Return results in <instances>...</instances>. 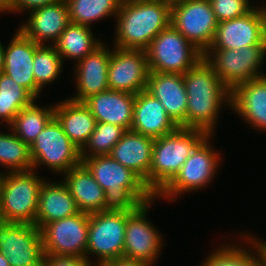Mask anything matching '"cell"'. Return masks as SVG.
Listing matches in <instances>:
<instances>
[{
  "label": "cell",
  "instance_id": "cell-8",
  "mask_svg": "<svg viewBox=\"0 0 266 266\" xmlns=\"http://www.w3.org/2000/svg\"><path fill=\"white\" fill-rule=\"evenodd\" d=\"M33 168L44 163L55 171L68 172L81 164L80 149L64 133L54 116L30 145Z\"/></svg>",
  "mask_w": 266,
  "mask_h": 266
},
{
  "label": "cell",
  "instance_id": "cell-43",
  "mask_svg": "<svg viewBox=\"0 0 266 266\" xmlns=\"http://www.w3.org/2000/svg\"><path fill=\"white\" fill-rule=\"evenodd\" d=\"M10 0H0V11L9 3Z\"/></svg>",
  "mask_w": 266,
  "mask_h": 266
},
{
  "label": "cell",
  "instance_id": "cell-11",
  "mask_svg": "<svg viewBox=\"0 0 266 266\" xmlns=\"http://www.w3.org/2000/svg\"><path fill=\"white\" fill-rule=\"evenodd\" d=\"M89 214L55 220L40 228L44 253L87 258Z\"/></svg>",
  "mask_w": 266,
  "mask_h": 266
},
{
  "label": "cell",
  "instance_id": "cell-29",
  "mask_svg": "<svg viewBox=\"0 0 266 266\" xmlns=\"http://www.w3.org/2000/svg\"><path fill=\"white\" fill-rule=\"evenodd\" d=\"M54 117V107L43 109L34 103L21 109L10 124L14 134L29 146Z\"/></svg>",
  "mask_w": 266,
  "mask_h": 266
},
{
  "label": "cell",
  "instance_id": "cell-16",
  "mask_svg": "<svg viewBox=\"0 0 266 266\" xmlns=\"http://www.w3.org/2000/svg\"><path fill=\"white\" fill-rule=\"evenodd\" d=\"M148 204H142L134 212H127L123 258L151 264L161 247V237L145 218Z\"/></svg>",
  "mask_w": 266,
  "mask_h": 266
},
{
  "label": "cell",
  "instance_id": "cell-36",
  "mask_svg": "<svg viewBox=\"0 0 266 266\" xmlns=\"http://www.w3.org/2000/svg\"><path fill=\"white\" fill-rule=\"evenodd\" d=\"M218 23L246 15L253 7L248 0H209Z\"/></svg>",
  "mask_w": 266,
  "mask_h": 266
},
{
  "label": "cell",
  "instance_id": "cell-19",
  "mask_svg": "<svg viewBox=\"0 0 266 266\" xmlns=\"http://www.w3.org/2000/svg\"><path fill=\"white\" fill-rule=\"evenodd\" d=\"M177 128L157 98L146 90L135 95L130 130L155 139L170 134Z\"/></svg>",
  "mask_w": 266,
  "mask_h": 266
},
{
  "label": "cell",
  "instance_id": "cell-39",
  "mask_svg": "<svg viewBox=\"0 0 266 266\" xmlns=\"http://www.w3.org/2000/svg\"><path fill=\"white\" fill-rule=\"evenodd\" d=\"M151 264L141 260L119 258L106 263L104 266H150Z\"/></svg>",
  "mask_w": 266,
  "mask_h": 266
},
{
  "label": "cell",
  "instance_id": "cell-5",
  "mask_svg": "<svg viewBox=\"0 0 266 266\" xmlns=\"http://www.w3.org/2000/svg\"><path fill=\"white\" fill-rule=\"evenodd\" d=\"M31 170L0 177V209L5 222L34 224L43 180Z\"/></svg>",
  "mask_w": 266,
  "mask_h": 266
},
{
  "label": "cell",
  "instance_id": "cell-31",
  "mask_svg": "<svg viewBox=\"0 0 266 266\" xmlns=\"http://www.w3.org/2000/svg\"><path fill=\"white\" fill-rule=\"evenodd\" d=\"M71 23L89 26L94 20L117 15L122 0H65Z\"/></svg>",
  "mask_w": 266,
  "mask_h": 266
},
{
  "label": "cell",
  "instance_id": "cell-42",
  "mask_svg": "<svg viewBox=\"0 0 266 266\" xmlns=\"http://www.w3.org/2000/svg\"><path fill=\"white\" fill-rule=\"evenodd\" d=\"M0 266H10L9 261L7 260L6 256L0 252Z\"/></svg>",
  "mask_w": 266,
  "mask_h": 266
},
{
  "label": "cell",
  "instance_id": "cell-17",
  "mask_svg": "<svg viewBox=\"0 0 266 266\" xmlns=\"http://www.w3.org/2000/svg\"><path fill=\"white\" fill-rule=\"evenodd\" d=\"M146 91L161 102L178 127L186 124L187 93L182 74L150 71Z\"/></svg>",
  "mask_w": 266,
  "mask_h": 266
},
{
  "label": "cell",
  "instance_id": "cell-7",
  "mask_svg": "<svg viewBox=\"0 0 266 266\" xmlns=\"http://www.w3.org/2000/svg\"><path fill=\"white\" fill-rule=\"evenodd\" d=\"M212 50L216 54L213 59H210L211 53L209 54L208 51L203 54V57L230 92L242 83L264 76L257 70L266 53V45Z\"/></svg>",
  "mask_w": 266,
  "mask_h": 266
},
{
  "label": "cell",
  "instance_id": "cell-2",
  "mask_svg": "<svg viewBox=\"0 0 266 266\" xmlns=\"http://www.w3.org/2000/svg\"><path fill=\"white\" fill-rule=\"evenodd\" d=\"M183 80L187 93V112L186 124L182 128L198 129L210 135L219 106L224 97H228L230 102L231 92L204 57L183 75Z\"/></svg>",
  "mask_w": 266,
  "mask_h": 266
},
{
  "label": "cell",
  "instance_id": "cell-14",
  "mask_svg": "<svg viewBox=\"0 0 266 266\" xmlns=\"http://www.w3.org/2000/svg\"><path fill=\"white\" fill-rule=\"evenodd\" d=\"M253 45H266L261 9H252L246 15L218 23L209 49H241Z\"/></svg>",
  "mask_w": 266,
  "mask_h": 266
},
{
  "label": "cell",
  "instance_id": "cell-27",
  "mask_svg": "<svg viewBox=\"0 0 266 266\" xmlns=\"http://www.w3.org/2000/svg\"><path fill=\"white\" fill-rule=\"evenodd\" d=\"M65 173L64 184L75 199L78 210L88 214L103 211L105 191L89 170L81 163Z\"/></svg>",
  "mask_w": 266,
  "mask_h": 266
},
{
  "label": "cell",
  "instance_id": "cell-6",
  "mask_svg": "<svg viewBox=\"0 0 266 266\" xmlns=\"http://www.w3.org/2000/svg\"><path fill=\"white\" fill-rule=\"evenodd\" d=\"M149 71L184 75L203 53L172 24L159 32L146 49Z\"/></svg>",
  "mask_w": 266,
  "mask_h": 266
},
{
  "label": "cell",
  "instance_id": "cell-35",
  "mask_svg": "<svg viewBox=\"0 0 266 266\" xmlns=\"http://www.w3.org/2000/svg\"><path fill=\"white\" fill-rule=\"evenodd\" d=\"M62 58L55 47L39 45L34 54L33 74L36 85L41 89L46 83L57 78L61 70Z\"/></svg>",
  "mask_w": 266,
  "mask_h": 266
},
{
  "label": "cell",
  "instance_id": "cell-37",
  "mask_svg": "<svg viewBox=\"0 0 266 266\" xmlns=\"http://www.w3.org/2000/svg\"><path fill=\"white\" fill-rule=\"evenodd\" d=\"M88 258L44 253L42 266H91Z\"/></svg>",
  "mask_w": 266,
  "mask_h": 266
},
{
  "label": "cell",
  "instance_id": "cell-38",
  "mask_svg": "<svg viewBox=\"0 0 266 266\" xmlns=\"http://www.w3.org/2000/svg\"><path fill=\"white\" fill-rule=\"evenodd\" d=\"M59 0H10L9 3L0 11H18L21 9H37L45 5L54 4Z\"/></svg>",
  "mask_w": 266,
  "mask_h": 266
},
{
  "label": "cell",
  "instance_id": "cell-15",
  "mask_svg": "<svg viewBox=\"0 0 266 266\" xmlns=\"http://www.w3.org/2000/svg\"><path fill=\"white\" fill-rule=\"evenodd\" d=\"M206 138L194 149L175 177L157 194L173 196L205 186L217 168V155Z\"/></svg>",
  "mask_w": 266,
  "mask_h": 266
},
{
  "label": "cell",
  "instance_id": "cell-33",
  "mask_svg": "<svg viewBox=\"0 0 266 266\" xmlns=\"http://www.w3.org/2000/svg\"><path fill=\"white\" fill-rule=\"evenodd\" d=\"M255 243V244H254ZM254 246L258 248V255L255 258L251 253L247 254L244 249L237 247H225L222 250L213 253L205 262L203 266H266V252L262 242H253Z\"/></svg>",
  "mask_w": 266,
  "mask_h": 266
},
{
  "label": "cell",
  "instance_id": "cell-21",
  "mask_svg": "<svg viewBox=\"0 0 266 266\" xmlns=\"http://www.w3.org/2000/svg\"><path fill=\"white\" fill-rule=\"evenodd\" d=\"M29 18L27 24L20 27L19 30L38 45H43L42 40L44 39L54 40L56 43L70 23L65 0L34 9Z\"/></svg>",
  "mask_w": 266,
  "mask_h": 266
},
{
  "label": "cell",
  "instance_id": "cell-30",
  "mask_svg": "<svg viewBox=\"0 0 266 266\" xmlns=\"http://www.w3.org/2000/svg\"><path fill=\"white\" fill-rule=\"evenodd\" d=\"M35 97L15 80L0 72V118L9 125L18 112L31 105Z\"/></svg>",
  "mask_w": 266,
  "mask_h": 266
},
{
  "label": "cell",
  "instance_id": "cell-26",
  "mask_svg": "<svg viewBox=\"0 0 266 266\" xmlns=\"http://www.w3.org/2000/svg\"><path fill=\"white\" fill-rule=\"evenodd\" d=\"M47 183L43 182L39 192L38 209L34 223L39 229L47 223L71 217L80 212L75 199L64 183Z\"/></svg>",
  "mask_w": 266,
  "mask_h": 266
},
{
  "label": "cell",
  "instance_id": "cell-25",
  "mask_svg": "<svg viewBox=\"0 0 266 266\" xmlns=\"http://www.w3.org/2000/svg\"><path fill=\"white\" fill-rule=\"evenodd\" d=\"M54 116L69 139L80 150H84L97 123L89 108L83 102L69 99L54 106Z\"/></svg>",
  "mask_w": 266,
  "mask_h": 266
},
{
  "label": "cell",
  "instance_id": "cell-28",
  "mask_svg": "<svg viewBox=\"0 0 266 266\" xmlns=\"http://www.w3.org/2000/svg\"><path fill=\"white\" fill-rule=\"evenodd\" d=\"M102 43L93 39L89 26L69 23L54 44L60 57L82 60Z\"/></svg>",
  "mask_w": 266,
  "mask_h": 266
},
{
  "label": "cell",
  "instance_id": "cell-40",
  "mask_svg": "<svg viewBox=\"0 0 266 266\" xmlns=\"http://www.w3.org/2000/svg\"><path fill=\"white\" fill-rule=\"evenodd\" d=\"M161 2H163L164 4H167L169 7H174L176 5L185 3L188 0H159Z\"/></svg>",
  "mask_w": 266,
  "mask_h": 266
},
{
  "label": "cell",
  "instance_id": "cell-13",
  "mask_svg": "<svg viewBox=\"0 0 266 266\" xmlns=\"http://www.w3.org/2000/svg\"><path fill=\"white\" fill-rule=\"evenodd\" d=\"M149 72L146 50L117 48L110 56L108 87L136 95L146 90Z\"/></svg>",
  "mask_w": 266,
  "mask_h": 266
},
{
  "label": "cell",
  "instance_id": "cell-34",
  "mask_svg": "<svg viewBox=\"0 0 266 266\" xmlns=\"http://www.w3.org/2000/svg\"><path fill=\"white\" fill-rule=\"evenodd\" d=\"M126 131L125 128L114 124L97 122L93 133L85 144L88 148L90 147L89 149H92V153L89 156L85 150H80V157L109 155L112 148L120 141Z\"/></svg>",
  "mask_w": 266,
  "mask_h": 266
},
{
  "label": "cell",
  "instance_id": "cell-45",
  "mask_svg": "<svg viewBox=\"0 0 266 266\" xmlns=\"http://www.w3.org/2000/svg\"><path fill=\"white\" fill-rule=\"evenodd\" d=\"M4 219H3V216H2V213H1V209H0V225H2L4 223Z\"/></svg>",
  "mask_w": 266,
  "mask_h": 266
},
{
  "label": "cell",
  "instance_id": "cell-1",
  "mask_svg": "<svg viewBox=\"0 0 266 266\" xmlns=\"http://www.w3.org/2000/svg\"><path fill=\"white\" fill-rule=\"evenodd\" d=\"M96 182L105 191L103 211L134 212L155 196L131 169L110 155L81 158Z\"/></svg>",
  "mask_w": 266,
  "mask_h": 266
},
{
  "label": "cell",
  "instance_id": "cell-18",
  "mask_svg": "<svg viewBox=\"0 0 266 266\" xmlns=\"http://www.w3.org/2000/svg\"><path fill=\"white\" fill-rule=\"evenodd\" d=\"M39 45L27 38L20 30L4 50L3 73L11 77L35 98L41 90L35 83L33 60Z\"/></svg>",
  "mask_w": 266,
  "mask_h": 266
},
{
  "label": "cell",
  "instance_id": "cell-23",
  "mask_svg": "<svg viewBox=\"0 0 266 266\" xmlns=\"http://www.w3.org/2000/svg\"><path fill=\"white\" fill-rule=\"evenodd\" d=\"M153 145L154 138L127 130L109 155L145 181L150 172Z\"/></svg>",
  "mask_w": 266,
  "mask_h": 266
},
{
  "label": "cell",
  "instance_id": "cell-9",
  "mask_svg": "<svg viewBox=\"0 0 266 266\" xmlns=\"http://www.w3.org/2000/svg\"><path fill=\"white\" fill-rule=\"evenodd\" d=\"M127 212L100 211L89 214L86 255L97 254L99 265L123 258Z\"/></svg>",
  "mask_w": 266,
  "mask_h": 266
},
{
  "label": "cell",
  "instance_id": "cell-24",
  "mask_svg": "<svg viewBox=\"0 0 266 266\" xmlns=\"http://www.w3.org/2000/svg\"><path fill=\"white\" fill-rule=\"evenodd\" d=\"M230 104L255 127L266 130V75L238 85Z\"/></svg>",
  "mask_w": 266,
  "mask_h": 266
},
{
  "label": "cell",
  "instance_id": "cell-3",
  "mask_svg": "<svg viewBox=\"0 0 266 266\" xmlns=\"http://www.w3.org/2000/svg\"><path fill=\"white\" fill-rule=\"evenodd\" d=\"M172 8L159 0H122L118 11L116 48L146 50L171 25Z\"/></svg>",
  "mask_w": 266,
  "mask_h": 266
},
{
  "label": "cell",
  "instance_id": "cell-10",
  "mask_svg": "<svg viewBox=\"0 0 266 266\" xmlns=\"http://www.w3.org/2000/svg\"><path fill=\"white\" fill-rule=\"evenodd\" d=\"M171 24L204 54L212 44L218 21L209 0H188L172 7Z\"/></svg>",
  "mask_w": 266,
  "mask_h": 266
},
{
  "label": "cell",
  "instance_id": "cell-46",
  "mask_svg": "<svg viewBox=\"0 0 266 266\" xmlns=\"http://www.w3.org/2000/svg\"><path fill=\"white\" fill-rule=\"evenodd\" d=\"M262 245H263V247H264V250H265V252H266V243L264 244V243H262Z\"/></svg>",
  "mask_w": 266,
  "mask_h": 266
},
{
  "label": "cell",
  "instance_id": "cell-20",
  "mask_svg": "<svg viewBox=\"0 0 266 266\" xmlns=\"http://www.w3.org/2000/svg\"><path fill=\"white\" fill-rule=\"evenodd\" d=\"M134 102L135 94L107 89L90 96L83 103L97 122L110 123L130 130Z\"/></svg>",
  "mask_w": 266,
  "mask_h": 266
},
{
  "label": "cell",
  "instance_id": "cell-41",
  "mask_svg": "<svg viewBox=\"0 0 266 266\" xmlns=\"http://www.w3.org/2000/svg\"><path fill=\"white\" fill-rule=\"evenodd\" d=\"M4 47L0 43V72H3V58H4Z\"/></svg>",
  "mask_w": 266,
  "mask_h": 266
},
{
  "label": "cell",
  "instance_id": "cell-44",
  "mask_svg": "<svg viewBox=\"0 0 266 266\" xmlns=\"http://www.w3.org/2000/svg\"><path fill=\"white\" fill-rule=\"evenodd\" d=\"M262 14H263V17H264V24H265V30H266V8L265 9H262Z\"/></svg>",
  "mask_w": 266,
  "mask_h": 266
},
{
  "label": "cell",
  "instance_id": "cell-22",
  "mask_svg": "<svg viewBox=\"0 0 266 266\" xmlns=\"http://www.w3.org/2000/svg\"><path fill=\"white\" fill-rule=\"evenodd\" d=\"M111 52L101 44L93 52L79 61L77 65V86L76 97L70 100L84 102L90 96L96 95L109 89L108 67Z\"/></svg>",
  "mask_w": 266,
  "mask_h": 266
},
{
  "label": "cell",
  "instance_id": "cell-4",
  "mask_svg": "<svg viewBox=\"0 0 266 266\" xmlns=\"http://www.w3.org/2000/svg\"><path fill=\"white\" fill-rule=\"evenodd\" d=\"M209 135L202 130L178 127L154 139L146 187L156 195L175 177L194 149Z\"/></svg>",
  "mask_w": 266,
  "mask_h": 266
},
{
  "label": "cell",
  "instance_id": "cell-32",
  "mask_svg": "<svg viewBox=\"0 0 266 266\" xmlns=\"http://www.w3.org/2000/svg\"><path fill=\"white\" fill-rule=\"evenodd\" d=\"M0 164L12 168L11 172L33 170L30 146L14 133L0 134Z\"/></svg>",
  "mask_w": 266,
  "mask_h": 266
},
{
  "label": "cell",
  "instance_id": "cell-12",
  "mask_svg": "<svg viewBox=\"0 0 266 266\" xmlns=\"http://www.w3.org/2000/svg\"><path fill=\"white\" fill-rule=\"evenodd\" d=\"M0 252L10 266H42L40 229L35 224L4 222L0 225Z\"/></svg>",
  "mask_w": 266,
  "mask_h": 266
}]
</instances>
